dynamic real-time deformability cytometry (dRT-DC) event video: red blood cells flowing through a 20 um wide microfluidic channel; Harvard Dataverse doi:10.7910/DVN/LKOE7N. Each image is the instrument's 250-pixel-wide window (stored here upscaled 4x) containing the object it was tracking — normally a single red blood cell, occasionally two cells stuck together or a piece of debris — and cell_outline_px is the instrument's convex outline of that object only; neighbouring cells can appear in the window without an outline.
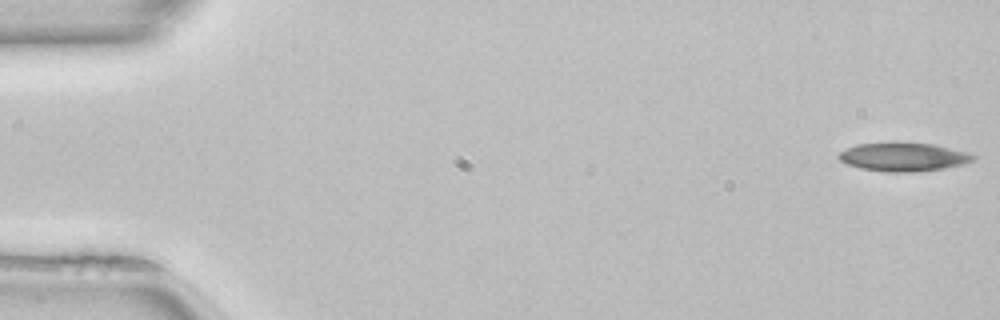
{"species": "common noctule bat (a hibernating species)", "species_latin": "Nyctalus noctula", "temperature_condition": "room temperature", "stored_images_in_passage": 7, "camera_frame_rate_fps": 3000, "um_per_image_px": 0.085, "animal": {"sex": "female", "body_mass_g": 22.7, "forearm_length_mm": 54.2}, "frame": {"image": 1, "passage_image": 1, "time_ms": 0.0, "image_size_px": [1000, 320], "cell_outline_px": [[976, 160], [964, 164], [944, 168], [916, 172], [888, 172], [860, 168], [848, 164], [840, 160], [836, 156], [840, 152], [856, 144], [888, 140], [932, 144], [968, 152], [976, 156]], "centroid_in_image_um": [76.78, 13.31], "position_along_channel_um": 8.2, "area_um2": 23.0}}